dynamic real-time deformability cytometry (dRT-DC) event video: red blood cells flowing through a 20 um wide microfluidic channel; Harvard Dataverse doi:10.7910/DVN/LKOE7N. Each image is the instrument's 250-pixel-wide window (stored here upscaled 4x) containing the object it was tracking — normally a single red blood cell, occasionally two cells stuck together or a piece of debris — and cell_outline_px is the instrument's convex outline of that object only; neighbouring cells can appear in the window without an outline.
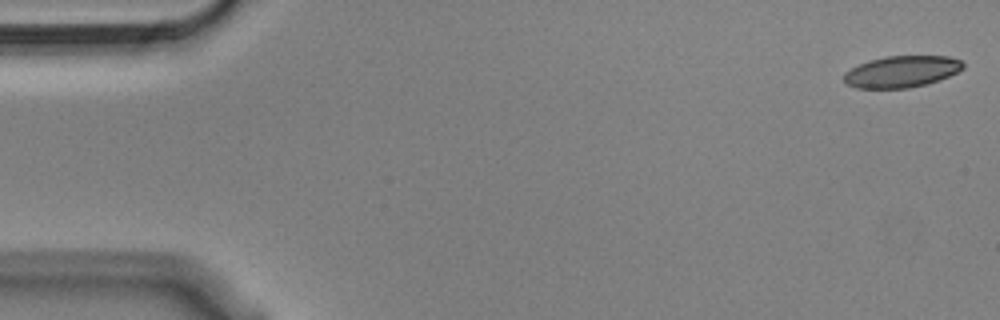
{"species": "Egyptian fruit bat (a non-hibernating species)", "species_latin": "Rousettus aegyptiacus", "temperature_condition": "cold", "stored_images_in_passage": 55, "camera_frame_rate_fps": 3000, "um_per_image_px": 0.085, "animal": {"sex": "male"}, "frame": {"image": 1, "passage_image": 1, "time_ms": 0.0, "image_size_px": [1000, 320], "cell_outline_px": [[964, 68], [948, 76], [924, 84], [908, 88], [856, 88], [848, 84], [844, 80], [844, 72], [868, 60], [884, 56], [948, 56], [960, 60], [964, 64]], "centroid_in_image_um": [76.62, 6.07], "position_along_channel_um": 8.4, "area_um2": 21.68}}
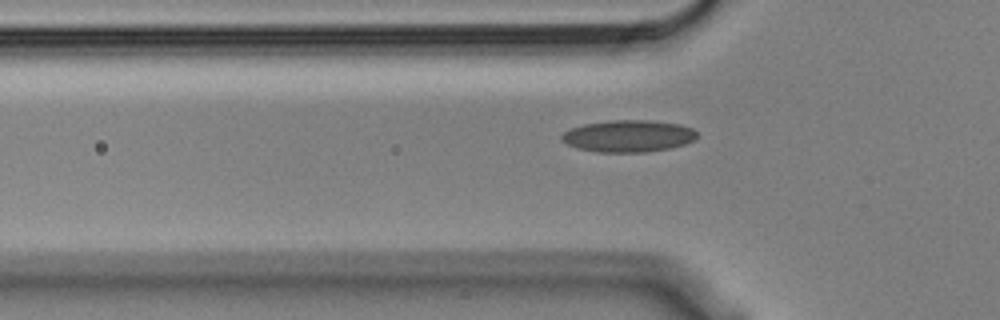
{"frame": {"image": 2, "passage_image": 17, "time_ms": 5.333, "image_size_px": [1000, 320], "cell_outline_px": [[696, 136], [692, 140], [684, 144], [668, 148], [644, 152], [596, 152], [576, 148], [560, 140], [560, 136], [564, 132], [572, 128], [584, 124], [608, 120], [648, 120], [680, 124], [692, 128], [696, 132]], "centroid_in_image_um": [53.36, 11.56], "position_along_channel_um": 72.4, "area_um2": 25.09}}
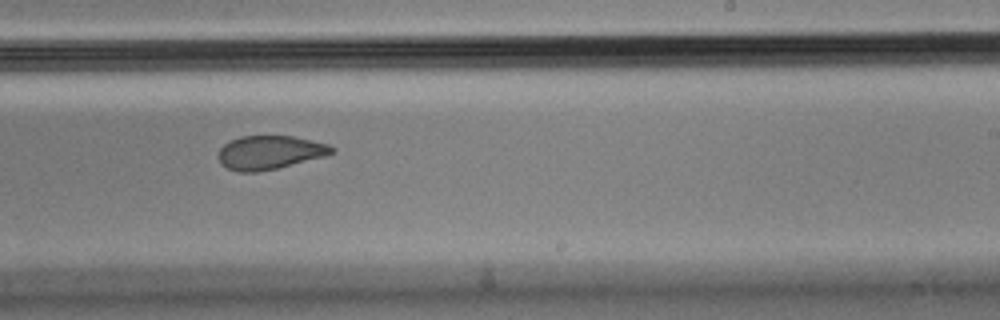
{"frame": {"image": 3, "passage_image": 33, "time_ms": 10.667, "image_size_px": [1000, 320], "cell_outline_px": [[336, 152], [324, 156], [276, 168], [256, 172], [240, 172], [228, 168], [220, 164], [220, 148], [224, 144], [240, 136], [292, 136], [328, 144], [336, 148]], "centroid_in_image_um": [22.94, 12.95], "position_along_channel_um": 266.1, "area_um2": 21.96}, "authors_computed_cell_mechanics": {"area_um2": 23.5824, "velocity_mm_per_s": 3.6193, "shape_relaxation_time_tau1_ms": null, "shape_relaxation_time_tau2_ms": 1.6289, "deformation_change_tau1": null, "deformation_change_tau2": 0.0755}}